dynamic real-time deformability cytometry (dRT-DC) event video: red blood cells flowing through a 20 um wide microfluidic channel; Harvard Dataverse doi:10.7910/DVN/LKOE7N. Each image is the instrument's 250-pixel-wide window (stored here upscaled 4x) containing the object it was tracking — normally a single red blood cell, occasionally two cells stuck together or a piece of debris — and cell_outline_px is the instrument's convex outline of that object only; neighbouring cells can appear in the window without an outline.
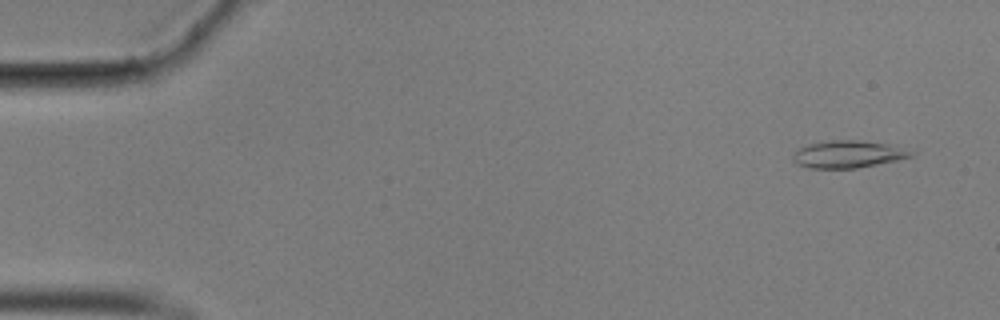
{"species": "common noctule bat (a hibernating species)", "species_latin": "Nyctalus noctula", "temperature_condition": "cold", "stored_images_in_passage": 57, "camera_frame_rate_fps": 3000, "um_per_image_px": 0.085, "animal": {"sex": "male", "body_mass_g": 17.9}, "frame": {"image": 1, "passage_image": 4, "time_ms": 1.0, "image_size_px": [1000, 320], "cell_outline_px": [[916, 152], [912, 156], [896, 160], [856, 168], [808, 168], [796, 164], [792, 160], [792, 156], [800, 148], [808, 144], [832, 140], [856, 140], [916, 148]], "centroid_in_image_um": [72.15, 13.1], "position_along_channel_um": 12.8, "area_um2": 18.9}}
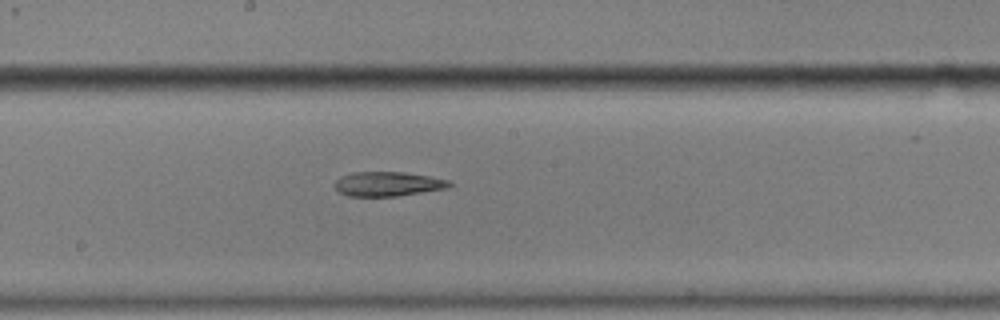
{"frame": {"image": 2, "passage_image": 31, "time_ms": 10.0, "image_size_px": [1000, 320], "cell_outline_px": [[452, 184], [448, 188], [396, 196], [348, 196], [340, 192], [336, 188], [336, 180], [340, 176], [352, 172], [404, 172], [428, 176], [448, 180]], "centroid_in_image_um": [32.96, 15.63], "position_along_channel_um": 215.2, "area_um2": 16.18}}
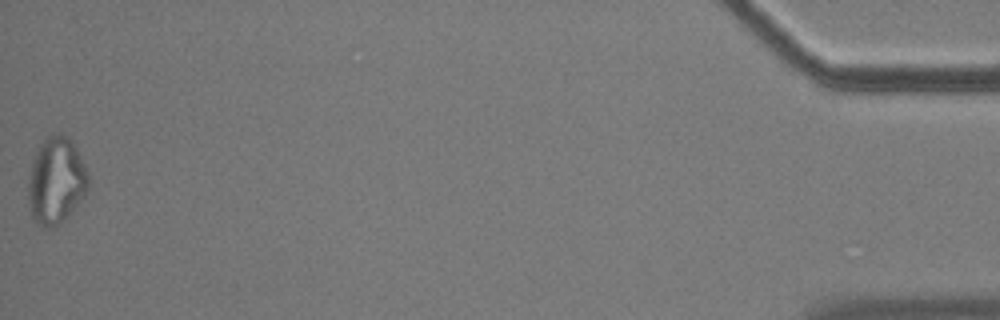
{"frame": {"image": 3, "passage_image": 57, "time_ms": 18.667, "image_size_px": [1000, 320], "cell_outline_px": [[88, 188], [84, 196], [56, 224], [48, 228], [44, 228], [32, 216], [28, 204], [28, 180], [32, 160], [40, 144], [48, 136], [56, 132], [60, 132], [68, 136], [76, 148], [88, 172]], "centroid_in_image_um": [4.75, 15.29], "position_along_channel_um": 430.5, "area_um2": 29.82}, "authors_computed_cell_mechanics": {"area_um2": 18.0914, "velocity_mm_per_s": 3.5446, "shape_relaxation_time_tau1_ms": null, "shape_relaxation_time_tau2_ms": 10.3487, "deformation_change_tau1": null, "deformation_change_tau2": 0.2415}}